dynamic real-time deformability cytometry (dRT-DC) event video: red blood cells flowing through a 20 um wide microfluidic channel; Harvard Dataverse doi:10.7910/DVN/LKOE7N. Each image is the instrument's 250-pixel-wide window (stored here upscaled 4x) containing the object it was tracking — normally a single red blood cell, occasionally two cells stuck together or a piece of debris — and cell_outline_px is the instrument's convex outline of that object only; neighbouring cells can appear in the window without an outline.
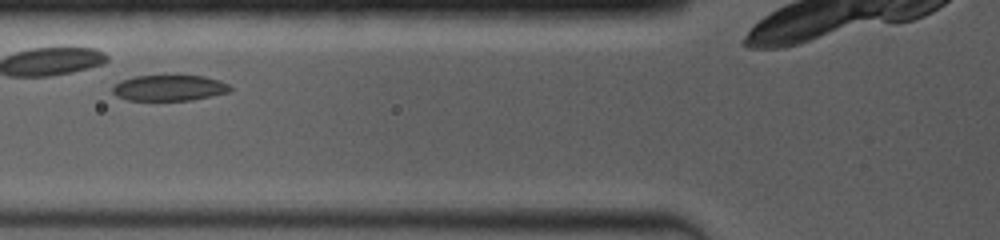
{"species": "common noctule bat (a hibernating species)", "species_latin": "Nyctalus noctula", "temperature_condition": "room temperature", "stored_images_in_passage": 5, "camera_frame_rate_fps": 4000, "um_per_image_px": 0.085, "animal": {"sex": "female", "body_mass_g": 19.0, "forearm_length_mm": 53.3}, "frame": {"image": 1, "passage_image": 4, "time_ms": 1.25, "image_size_px": [1000, 240], "cell_outline_px": [[232, 92], [192, 100], [128, 100], [116, 96], [112, 92], [112, 88], [120, 80], [136, 76], [204, 76], [220, 80], [228, 84], [232, 88]], "centroid_in_image_um": [14.42, 7.48], "position_along_channel_um": 111.4, "area_um2": 17.74}}